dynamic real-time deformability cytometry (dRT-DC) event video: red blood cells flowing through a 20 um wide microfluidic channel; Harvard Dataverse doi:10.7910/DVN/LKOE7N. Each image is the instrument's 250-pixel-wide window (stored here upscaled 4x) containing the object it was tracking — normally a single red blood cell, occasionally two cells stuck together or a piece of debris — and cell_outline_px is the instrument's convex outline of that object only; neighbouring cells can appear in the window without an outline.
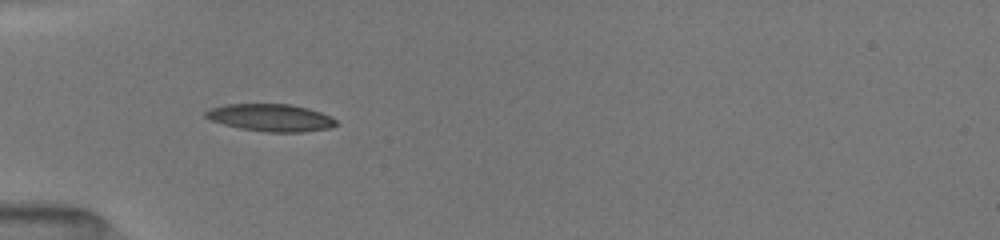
{"species": "common noctule bat (a hibernating species)", "species_latin": "Nyctalus noctula", "temperature_condition": "room temperature", "stored_images_in_passage": 22, "camera_frame_rate_fps": 3000, "um_per_image_px": 0.085, "animal": {"sex": "female", "body_mass_g": 19.5, "forearm_length_mm": 54.1}, "frame": {"image": 1, "passage_image": 4, "time_ms": 1.0, "image_size_px": [1000, 240], "cell_outline_px": [[336, 124], [328, 128], [300, 132], [268, 132], [240, 128], [224, 124], [212, 120], [204, 116], [204, 112], [212, 108], [228, 104], [292, 104], [308, 108], [320, 112], [336, 120]], "centroid_in_image_um": [23.0, 9.99], "position_along_channel_um": 62.0, "area_um2": 20.46}}
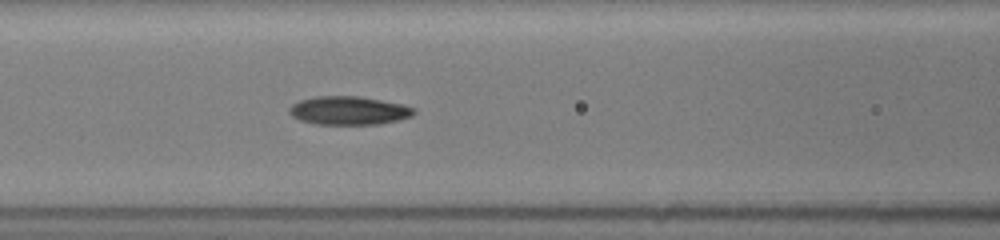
{"frame": {"image": 2, "passage_image": 10, "time_ms": 3.0, "image_size_px": [1000, 240], "cell_outline_px": [[416, 112], [412, 116], [396, 120], [376, 124], [316, 124], [300, 120], [292, 116], [292, 104], [300, 100], [316, 96], [360, 96], [400, 104], [412, 108]], "centroid_in_image_um": [29.64, 9.39], "position_along_channel_um": 137.0, "area_um2": 20.23}}
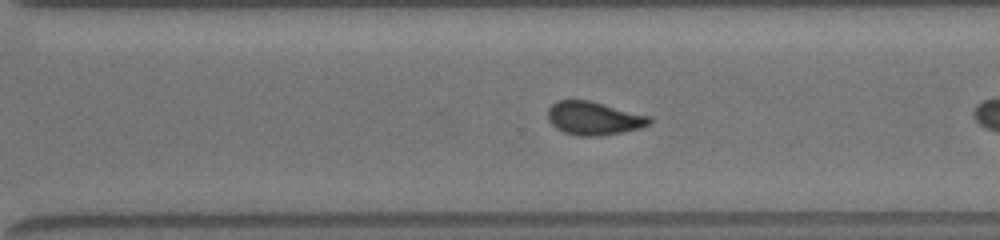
{"frame": {"image": 3, "passage_image": 21, "time_ms": 6.667, "image_size_px": [1000, 240], "cell_outline_px": [[652, 120], [648, 124], [640, 128], [600, 136], [580, 136], [564, 132], [556, 128], [548, 120], [548, 108], [552, 104], [560, 100], [588, 100], [648, 116]], "centroid_in_image_um": [50.42, 10.06], "position_along_channel_um": 320.2, "area_um2": 19.36}}